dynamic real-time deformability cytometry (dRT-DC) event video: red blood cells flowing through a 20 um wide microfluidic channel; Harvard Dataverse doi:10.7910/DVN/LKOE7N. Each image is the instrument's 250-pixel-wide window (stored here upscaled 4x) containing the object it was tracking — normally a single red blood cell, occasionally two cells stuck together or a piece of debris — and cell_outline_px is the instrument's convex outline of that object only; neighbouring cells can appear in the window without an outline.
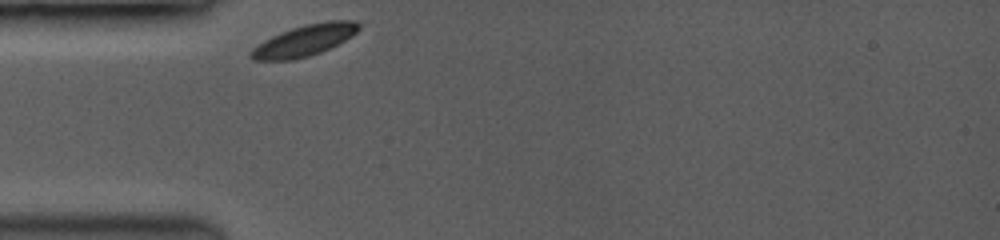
{"species": "common noctule bat (a hibernating species)", "species_latin": "Nyctalus noctula", "temperature_condition": "room temperature", "stored_images_in_passage": 27, "camera_frame_rate_fps": 3500, "um_per_image_px": 0.085, "animal": {"sex": "female", "body_mass_g": 19.0, "forearm_length_mm": 53.3}, "frame": {"image": 1, "passage_image": 1, "time_ms": 0.0, "image_size_px": [1000, 240], "cell_outline_px": [[360, 28], [352, 36], [320, 52], [308, 56], [292, 60], [252, 60], [248, 56], [248, 52], [252, 48], [264, 40], [280, 32], [304, 24], [328, 20], [356, 20], [360, 24]], "centroid_in_image_um": [25.85, 3.43], "position_along_channel_um": 59.1, "area_um2": 19.65}}
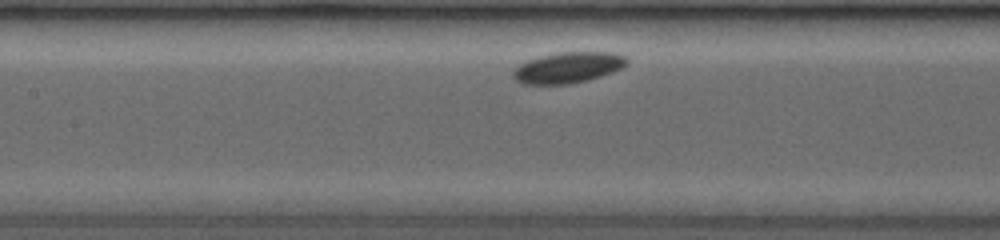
{"frame": {"image": 2, "passage_image": 12, "time_ms": 2.857, "image_size_px": [1000, 240], "cell_outline_px": [[628, 64], [612, 72], [588, 80], [568, 84], [520, 84], [512, 76], [512, 72], [520, 64], [528, 60], [540, 56], [556, 52], [616, 52], [628, 56]], "centroid_in_image_um": [48.3, 5.73], "position_along_channel_um": 159.1, "area_um2": 20.63}}
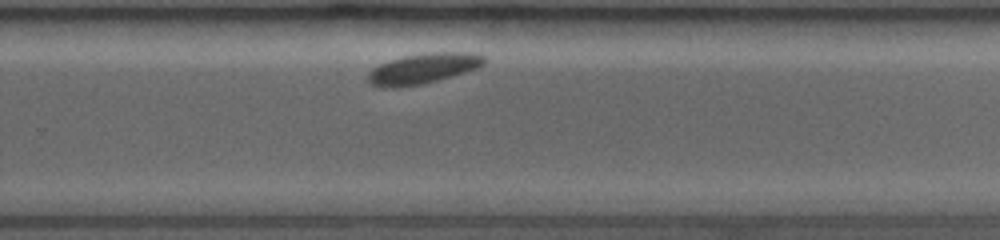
{"frame": {"image": 3, "passage_image": 25, "time_ms": 6.571, "image_size_px": [1000, 240], "cell_outline_px": [[484, 64], [476, 68], [464, 72], [424, 84], [392, 88], [384, 88], [372, 84], [368, 80], [368, 72], [380, 64], [404, 56], [428, 52], [472, 52], [484, 56]], "centroid_in_image_um": [35.96, 5.82], "position_along_channel_um": 293.8, "area_um2": 20.35}}